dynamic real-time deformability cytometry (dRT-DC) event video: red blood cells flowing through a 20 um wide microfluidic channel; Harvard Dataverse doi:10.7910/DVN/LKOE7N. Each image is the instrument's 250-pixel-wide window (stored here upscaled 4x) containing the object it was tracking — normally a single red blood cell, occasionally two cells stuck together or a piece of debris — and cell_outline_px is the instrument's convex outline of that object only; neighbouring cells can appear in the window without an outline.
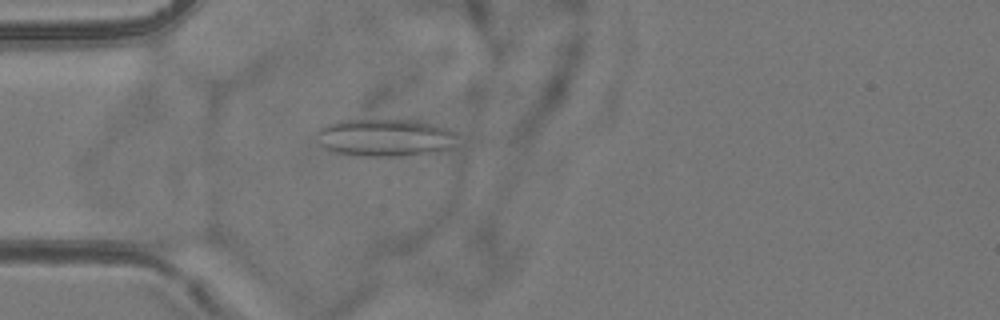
{"species": "common noctule bat (a hibernating species)", "species_latin": "Nyctalus noctula", "temperature_condition": "room temperature", "stored_images_in_passage": 42, "camera_frame_rate_fps": 3000, "um_per_image_px": 0.085, "animal": {"sex": "female", "body_mass_g": 24.6, "forearm_length_mm": 56.2}, "frame": {"image": 1, "passage_image": 4, "time_ms": 1.0, "image_size_px": [1000, 320], "cell_outline_px": [[452, 132], [444, 148], [432, 152], [404, 156], [364, 156], [336, 152], [324, 148], [316, 140], [316, 132], [324, 124], [336, 120], [416, 120], [448, 128]], "centroid_in_image_um": [32.52, 11.68], "position_along_channel_um": 52.5, "area_um2": 30.06}}
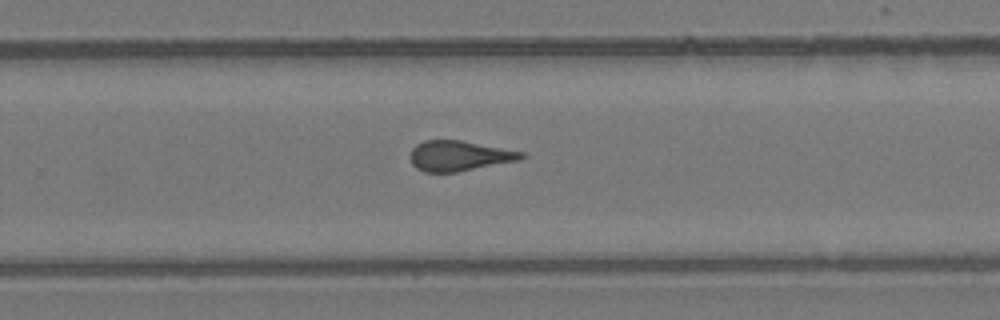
{"frame": {"image": 2, "passage_image": 23, "time_ms": 7.333, "image_size_px": [1000, 320], "cell_outline_px": [[528, 156], [520, 160], [456, 172], [424, 172], [416, 168], [412, 164], [408, 156], [412, 148], [416, 144], [424, 140], [460, 140], [524, 152]], "centroid_in_image_um": [39.01, 13.24], "position_along_channel_um": 290.8, "area_um2": 19.71}}
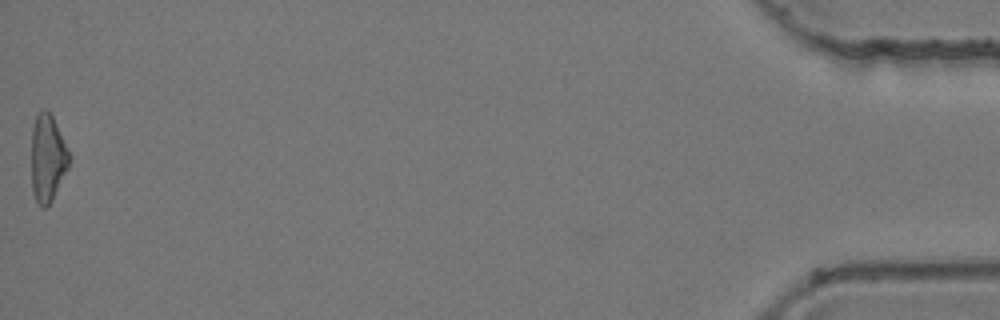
{"frame": {"image": 3, "passage_image": 42, "time_ms": 13.667, "image_size_px": [1000, 320], "cell_outline_px": [[72, 156], [68, 168], [52, 200], [44, 208], [40, 208], [32, 192], [32, 128], [36, 112], [40, 108], [48, 108]], "centroid_in_image_um": [4.05, 13.39], "position_along_channel_um": 431.2, "area_um2": 19.54}, "authors_computed_cell_mechanics": {"area_um2": 19.8543, "velocity_mm_per_s": 3.8649, "shape_relaxation_time_tau1_ms": null, "shape_relaxation_time_tau2_ms": 1.0142, "deformation_change_tau1": null, "deformation_change_tau2": 0.0574}}